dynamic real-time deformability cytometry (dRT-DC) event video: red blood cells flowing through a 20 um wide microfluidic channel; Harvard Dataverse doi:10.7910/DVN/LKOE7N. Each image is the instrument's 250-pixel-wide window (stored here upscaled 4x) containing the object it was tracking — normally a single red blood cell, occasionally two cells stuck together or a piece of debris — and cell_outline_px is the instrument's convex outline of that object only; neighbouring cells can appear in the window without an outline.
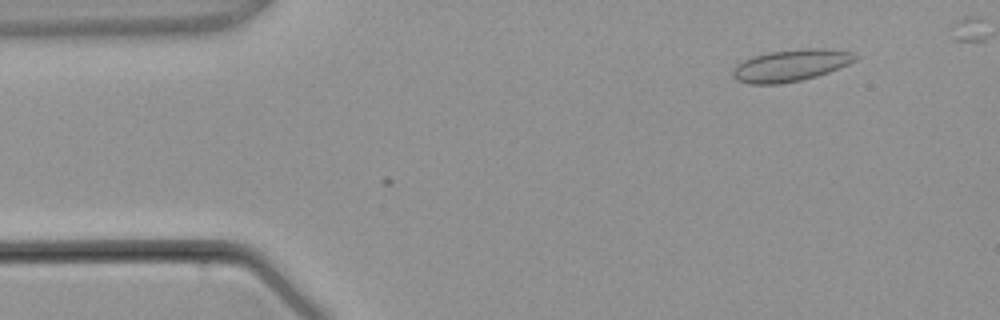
{"species": "common noctule bat (a hibernating species)", "species_latin": "Nyctalus noctula", "temperature_condition": "warm", "stored_images_in_passage": 5, "camera_frame_rate_fps": 3000, "um_per_image_px": 0.085, "animal": {"sex": "male", "body_mass_g": 21.5, "forearm_length_mm": 52.0}, "frame": {"image": 1, "passage_image": 5, "time_ms": 4.667, "image_size_px": [1000, 320], "cell_outline_px": [[860, 56], [856, 60], [848, 64], [828, 72], [816, 76], [800, 80], [780, 84], [748, 84], [736, 80], [732, 76], [732, 72], [736, 64], [752, 56], [768, 52], [808, 48], [828, 48], [852, 52]], "centroid_in_image_um": [67.21, 5.55], "position_along_channel_um": 17.8, "area_um2": 22.83}}